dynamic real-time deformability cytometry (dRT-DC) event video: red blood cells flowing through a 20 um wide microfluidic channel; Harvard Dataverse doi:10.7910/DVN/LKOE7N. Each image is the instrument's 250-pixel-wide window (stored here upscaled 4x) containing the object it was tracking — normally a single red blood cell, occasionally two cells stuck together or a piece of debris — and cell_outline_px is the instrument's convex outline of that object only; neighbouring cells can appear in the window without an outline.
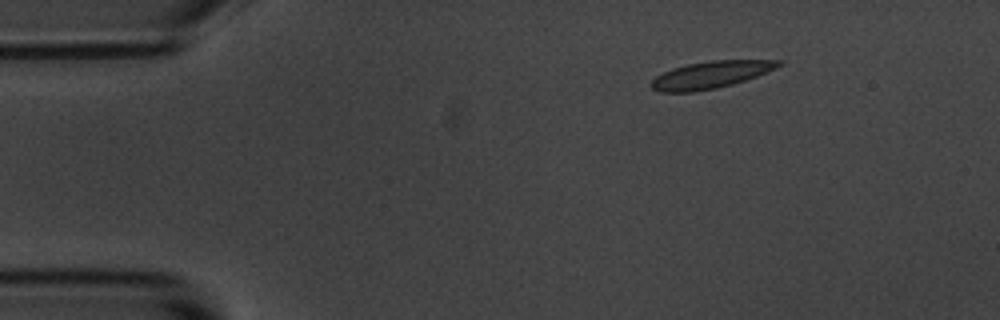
{"species": "common noctule bat (a hibernating species)", "species_latin": "Nyctalus noctula", "temperature_condition": "room temperature", "stored_images_in_passage": 3, "camera_frame_rate_fps": 3000, "um_per_image_px": 0.085, "animal": {"sex": "male", "body_mass_g": 20.1, "forearm_length_mm": 53.5}, "frame": {"image": 1, "passage_image": 1, "time_ms": 0.0, "image_size_px": [1000, 320], "cell_outline_px": [[784, 64], [776, 68], [756, 76], [732, 84], [716, 88], [692, 92], [660, 92], [652, 88], [648, 84], [656, 76], [672, 68], [688, 64], [712, 60], [784, 60]], "centroid_in_image_um": [60.4, 6.35], "position_along_channel_um": 24.6, "area_um2": 20.06}}